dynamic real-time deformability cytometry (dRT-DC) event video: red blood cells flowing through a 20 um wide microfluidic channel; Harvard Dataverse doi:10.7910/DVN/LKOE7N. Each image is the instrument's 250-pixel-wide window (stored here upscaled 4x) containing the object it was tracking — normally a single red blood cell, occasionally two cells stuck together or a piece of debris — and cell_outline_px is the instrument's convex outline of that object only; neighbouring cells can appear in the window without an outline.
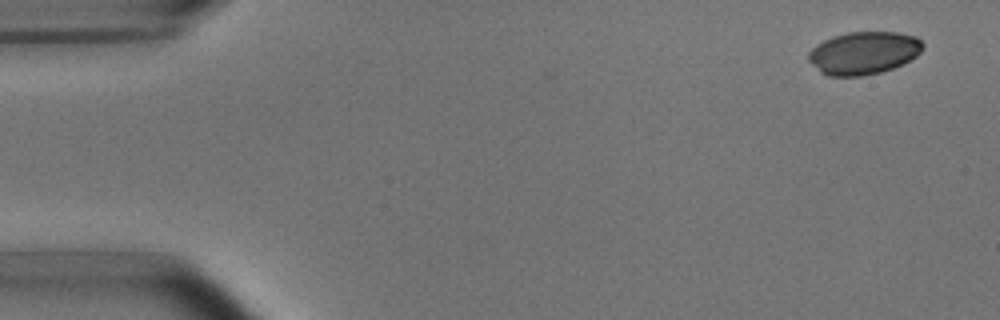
{"species": "common noctule bat (a hibernating species)", "species_latin": "Nyctalus noctula", "temperature_condition": "room temperature", "stored_images_in_passage": 5, "camera_frame_rate_fps": 3000, "um_per_image_px": 0.085, "animal": {"sex": "male", "body_mass_g": 15.6}, "frame": {"image": 1, "passage_image": 1, "time_ms": 0.0, "image_size_px": [1000, 320], "cell_outline_px": [[924, 48], [916, 56], [892, 68], [880, 72], [860, 76], [828, 76], [820, 72], [808, 60], [808, 52], [816, 44], [832, 36], [848, 32], [900, 32], [916, 36], [924, 44]], "centroid_in_image_um": [73.4, 4.49], "position_along_channel_um": 11.6, "area_um2": 28.5}}
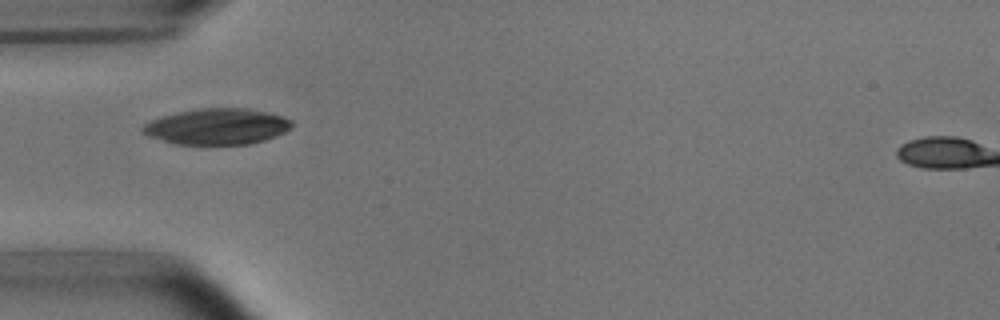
{"frame": {"image": 2, "passage_image": 5, "time_ms": 4.667, "image_size_px": [1000, 320], "cell_outline_px": [[292, 128], [276, 136], [264, 140], [248, 144], [176, 144], [148, 136], [140, 132], [140, 128], [144, 124], [152, 120], [176, 112], [196, 108], [248, 108], [268, 112], [284, 116], [292, 120]], "centroid_in_image_um": [18.46, 10.74], "position_along_channel_um": 66.5, "area_um2": 31.44}}